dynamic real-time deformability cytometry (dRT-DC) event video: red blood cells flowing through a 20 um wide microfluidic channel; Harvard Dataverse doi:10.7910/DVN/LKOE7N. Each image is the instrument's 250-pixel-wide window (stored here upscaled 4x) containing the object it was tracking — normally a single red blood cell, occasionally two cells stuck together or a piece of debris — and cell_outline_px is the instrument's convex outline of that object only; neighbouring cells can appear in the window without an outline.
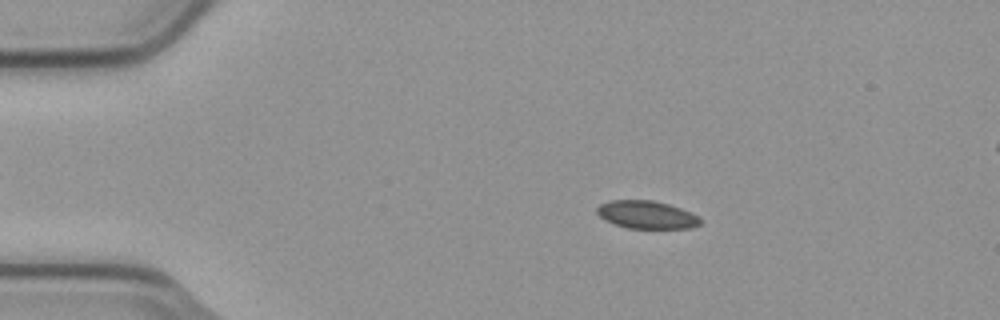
{"species": "common noctule bat (a hibernating species)", "species_latin": "Nyctalus noctula", "temperature_condition": "cold", "stored_images_in_passage": 4, "camera_frame_rate_fps": 3000, "um_per_image_px": 0.085, "animal": {"sex": "male", "body_mass_g": 23.1, "forearm_length_mm": 52.7}, "frame": {"image": 1, "passage_image": 1, "time_ms": 0.0, "image_size_px": [1000, 320], "cell_outline_px": [[700, 224], [692, 228], [628, 228], [616, 224], [600, 216], [596, 212], [596, 208], [600, 204], [608, 200], [652, 200], [668, 204], [680, 208], [696, 216], [700, 220]], "centroid_in_image_um": [54.93, 18.24], "position_along_channel_um": 30.1, "area_um2": 16.47}}
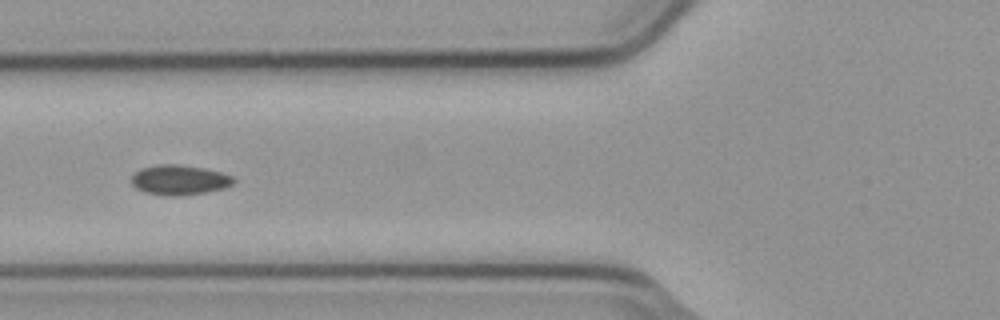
{"frame": {"image": 2, "passage_image": 4, "time_ms": 1.0, "image_size_px": [1000, 320], "cell_outline_px": [[236, 180], [232, 184], [224, 188], [204, 192], [180, 196], [164, 196], [144, 192], [136, 188], [132, 184], [132, 176], [140, 168], [160, 164], [176, 164], [204, 168], [220, 172], [232, 176]], "centroid_in_image_um": [15.23, 15.3], "position_along_channel_um": 110.6, "area_um2": 17.8}}